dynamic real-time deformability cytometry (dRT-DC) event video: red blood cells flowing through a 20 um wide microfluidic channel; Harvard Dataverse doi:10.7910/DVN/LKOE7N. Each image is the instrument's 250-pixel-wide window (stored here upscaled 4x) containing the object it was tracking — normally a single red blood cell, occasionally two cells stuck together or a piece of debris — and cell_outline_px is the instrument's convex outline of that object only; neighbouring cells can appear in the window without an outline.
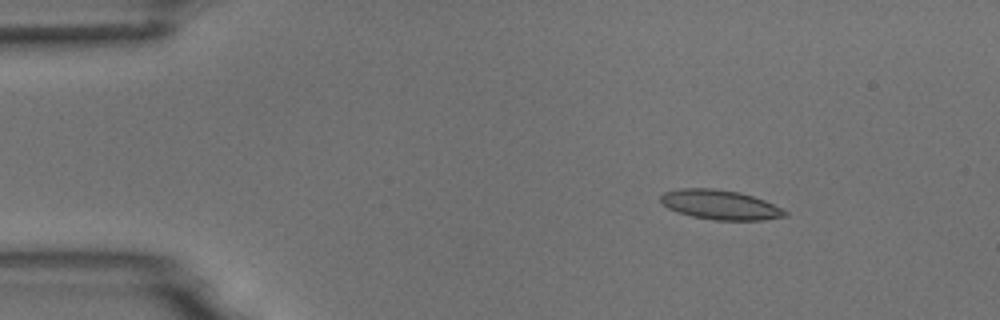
{"species": "common noctule bat (a hibernating species)", "species_latin": "Nyctalus noctula", "temperature_condition": "room temperature", "stored_images_in_passage": 5, "camera_frame_rate_fps": 3000, "um_per_image_px": 0.085, "animal": {"sex": "male", "body_mass_g": 18.8}, "frame": {"image": 1, "passage_image": 2, "time_ms": 1.333, "image_size_px": [1000, 320], "cell_outline_px": [[788, 216], [764, 220], [716, 220], [692, 216], [676, 212], [668, 208], [660, 200], [660, 196], [664, 192], [680, 188], [712, 188], [740, 192], [764, 200], [788, 212]], "centroid_in_image_um": [61.21, 17.4], "position_along_channel_um": 23.8, "area_um2": 21.39}}
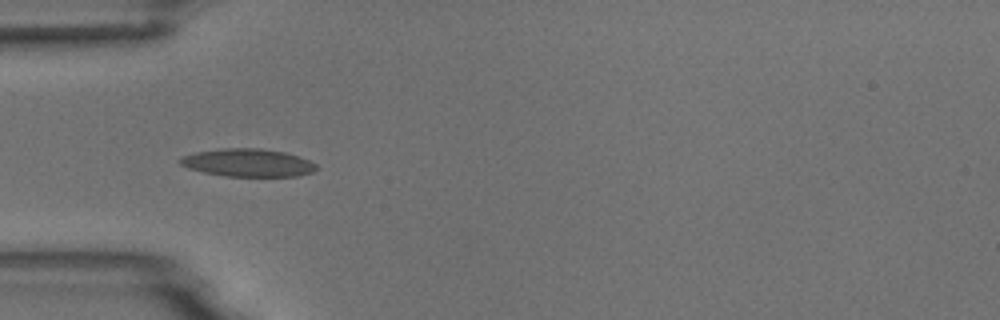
{"frame": {"image": 2, "passage_image": 4, "time_ms": 4.333, "image_size_px": [1000, 320], "cell_outline_px": [[320, 168], [312, 172], [296, 176], [224, 176], [204, 172], [188, 168], [180, 164], [176, 160], [180, 156], [196, 152], [220, 148], [260, 148], [284, 152], [308, 160], [316, 164]], "centroid_in_image_um": [21.03, 13.83], "position_along_channel_um": 64.0, "area_um2": 22.2}}
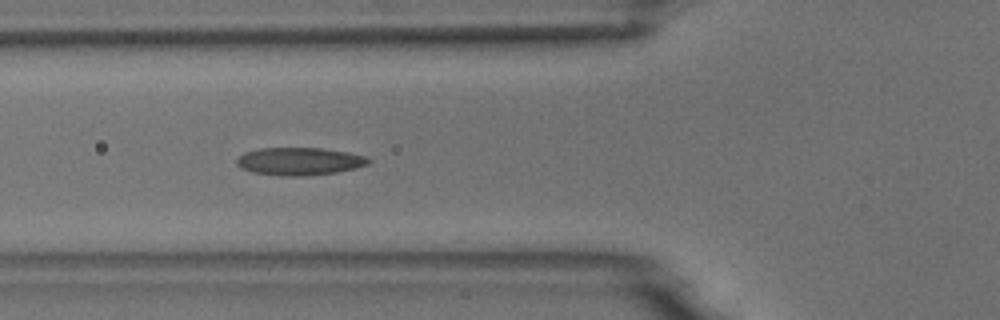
{"frame": {"image": 3, "passage_image": 5, "time_ms": 5.333, "image_size_px": [1000, 320], "cell_outline_px": [[372, 160], [368, 164], [356, 168], [336, 172], [304, 176], [280, 176], [252, 172], [240, 168], [236, 164], [236, 160], [244, 152], [260, 148], [324, 148], [348, 152], [368, 156]], "centroid_in_image_um": [25.47, 13.71], "position_along_channel_um": 100.3, "area_um2": 21.5}}